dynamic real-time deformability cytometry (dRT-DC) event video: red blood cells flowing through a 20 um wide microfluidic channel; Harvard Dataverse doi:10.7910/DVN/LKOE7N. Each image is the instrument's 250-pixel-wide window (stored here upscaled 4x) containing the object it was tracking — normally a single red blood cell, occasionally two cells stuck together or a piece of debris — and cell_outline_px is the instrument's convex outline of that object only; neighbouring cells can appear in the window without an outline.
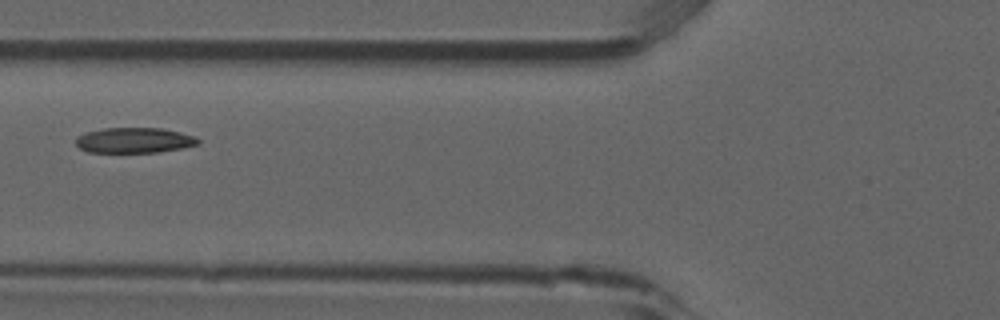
{"species": "common noctule bat (a hibernating species)", "species_latin": "Nyctalus noctula", "temperature_condition": "room temperature", "stored_images_in_passage": 6, "camera_frame_rate_fps": 3000, "um_per_image_px": 0.085, "animal": {"sex": "male", "forearm_length_mm": 52.5}, "frame": {"image": 1, "passage_image": 6, "time_ms": 1.667, "image_size_px": [1000, 320], "cell_outline_px": [[200, 144], [180, 148], [156, 152], [88, 152], [80, 148], [76, 144], [76, 136], [84, 132], [104, 128], [160, 128], [180, 132], [196, 136], [200, 140]], "centroid_in_image_um": [11.4, 11.92], "position_along_channel_um": 114.4, "area_um2": 18.09}}